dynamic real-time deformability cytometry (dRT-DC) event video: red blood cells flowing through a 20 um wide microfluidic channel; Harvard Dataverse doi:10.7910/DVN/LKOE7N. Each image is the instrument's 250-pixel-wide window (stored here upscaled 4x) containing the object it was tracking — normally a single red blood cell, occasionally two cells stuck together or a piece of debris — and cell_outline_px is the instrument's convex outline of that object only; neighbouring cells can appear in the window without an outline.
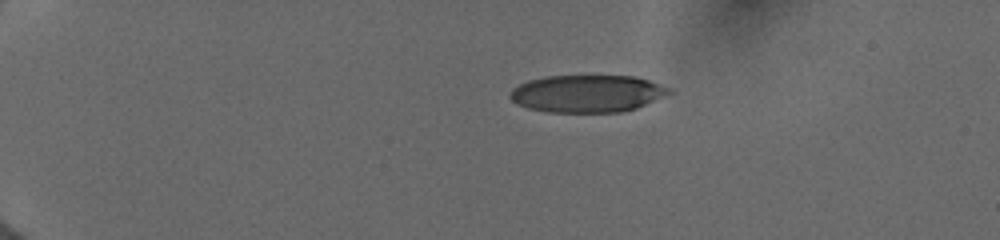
{"species": "human", "species_latin": "Homo sapiens", "temperature_condition": "cold", "stored_images_in_passage": 3, "camera_frame_rate_fps": 3000, "um_per_image_px": 0.085, "donor": {"sex": "female"}, "frame": {"image": 1, "passage_image": 1, "time_ms": 0.0, "image_size_px": [1000, 240], "cell_outline_px": [[672, 92], [636, 108], [620, 112], [548, 112], [528, 108], [512, 100], [508, 96], [508, 92], [512, 88], [528, 80], [544, 76], [636, 76], [672, 88]], "centroid_in_image_um": [49.89, 7.95], "position_along_channel_um": 35.1, "area_um2": 34.56}}